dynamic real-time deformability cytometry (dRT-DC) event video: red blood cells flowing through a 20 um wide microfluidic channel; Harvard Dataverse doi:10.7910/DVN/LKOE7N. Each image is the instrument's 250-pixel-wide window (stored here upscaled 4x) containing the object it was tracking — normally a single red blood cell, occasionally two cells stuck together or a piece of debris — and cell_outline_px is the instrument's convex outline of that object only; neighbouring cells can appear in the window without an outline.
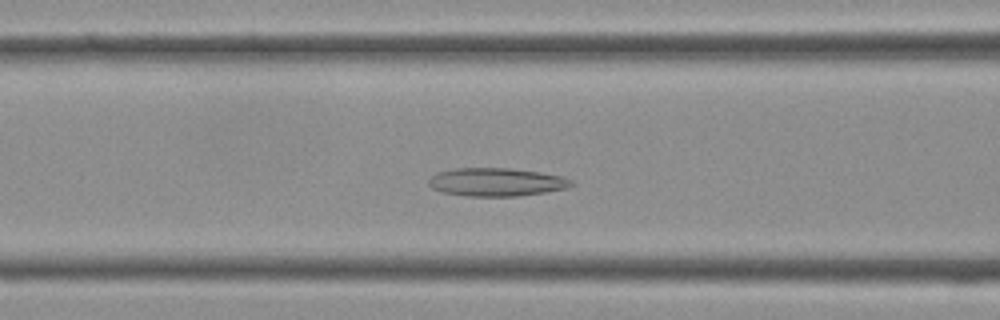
{"species": "Egyptian fruit bat (a non-hibernating species)", "species_latin": "Rousettus aegyptiacus", "temperature_condition": "cold", "stored_images_in_passage": 38, "camera_frame_rate_fps": 3000, "um_per_image_px": 0.085, "frame": {"image": 1, "passage_image": 14, "time_ms": 4.333, "image_size_px": [1000, 320], "cell_outline_px": [[576, 184], [568, 188], [520, 196], [468, 196], [440, 192], [432, 188], [428, 184], [428, 180], [436, 172], [456, 168], [512, 168], [540, 172], [560, 176], [572, 180]], "centroid_in_image_um": [42.19, 15.47], "position_along_channel_um": 124.4, "area_um2": 23.64}}
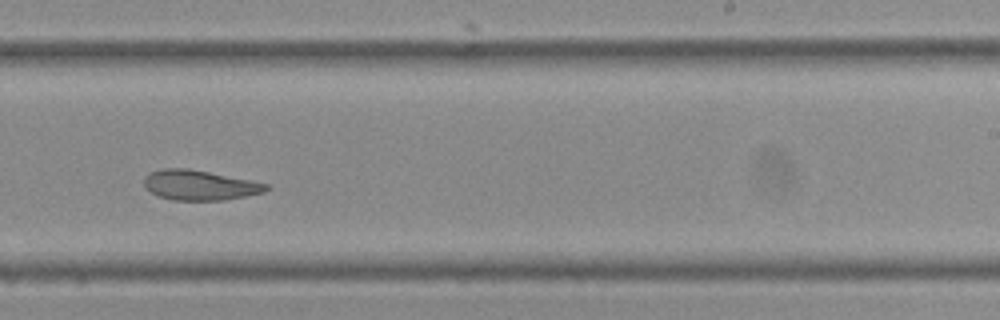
{"frame": {"image": 2, "passage_image": 23, "time_ms": 7.333, "image_size_px": [1000, 320], "cell_outline_px": [[268, 188], [264, 192], [224, 200], [172, 200], [160, 196], [152, 192], [144, 184], [144, 176], [148, 172], [160, 168], [188, 168], [268, 184]], "centroid_in_image_um": [16.92, 15.73], "position_along_channel_um": 272.1, "area_um2": 21.04}}
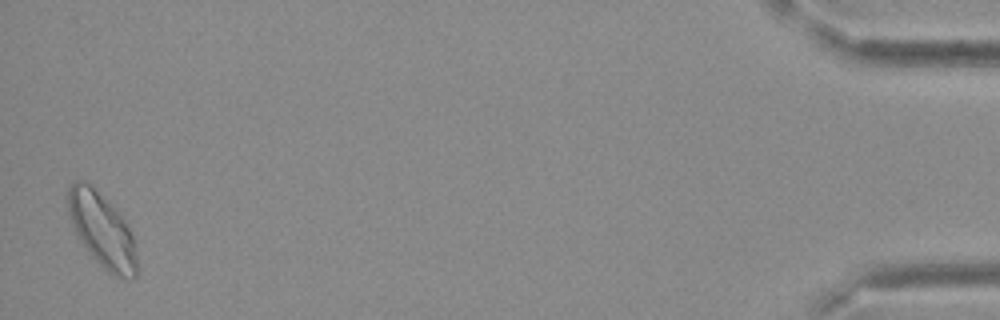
{"frame": {"image": 3, "passage_image": 38, "time_ms": 12.333, "image_size_px": [1000, 320], "cell_outline_px": [[136, 276], [112, 276], [92, 256], [76, 232], [68, 212], [64, 196], [68, 188], [76, 180], [84, 180], [124, 220], [132, 232], [136, 256]], "centroid_in_image_um": [8.63, 19.55], "position_along_channel_um": 426.6, "area_um2": 28.73}}